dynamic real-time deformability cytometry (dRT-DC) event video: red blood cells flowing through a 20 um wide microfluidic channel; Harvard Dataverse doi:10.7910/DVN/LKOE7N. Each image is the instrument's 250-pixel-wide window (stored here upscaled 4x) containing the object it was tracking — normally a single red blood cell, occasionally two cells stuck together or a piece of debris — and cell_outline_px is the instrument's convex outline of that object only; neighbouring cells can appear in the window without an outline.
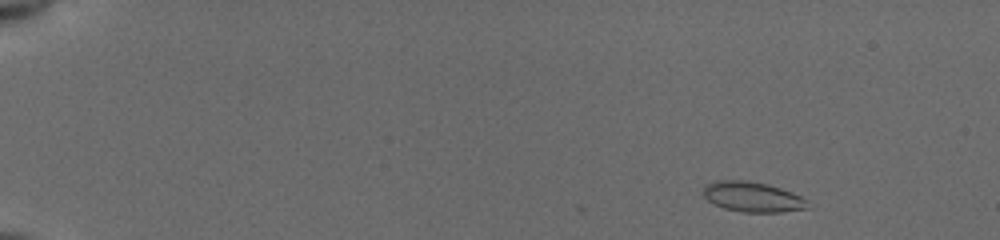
{"species": "common noctule bat (a hibernating species)", "species_latin": "Nyctalus noctula", "temperature_condition": "cold", "stored_images_in_passage": 50, "camera_frame_rate_fps": 3000, "um_per_image_px": 0.085, "animal": {"sex": "female", "body_mass_g": 19.5, "forearm_length_mm": 54.1}, "frame": {"image": 1, "passage_image": 3, "time_ms": 0.667, "image_size_px": [1000, 240], "cell_outline_px": [[812, 208], [780, 212], [740, 212], [724, 208], [708, 200], [704, 196], [704, 184], [716, 180], [748, 180], [768, 184], [792, 192], [808, 200], [812, 204]], "centroid_in_image_um": [64.02, 16.73], "position_along_channel_um": 21.0, "area_um2": 18.61}}
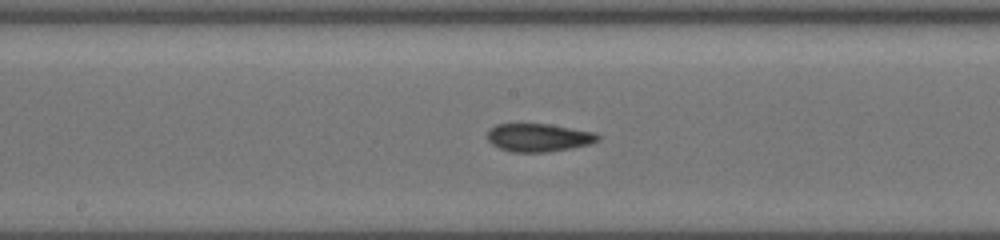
{"frame": {"image": 2, "passage_image": 27, "time_ms": 8.667, "image_size_px": [1000, 240], "cell_outline_px": [[600, 140], [588, 144], [572, 148], [548, 152], [512, 152], [500, 148], [492, 144], [488, 140], [488, 132], [496, 124], [548, 124], [596, 132], [600, 136]], "centroid_in_image_um": [45.82, 11.7], "position_along_channel_um": 202.4, "area_um2": 18.03}}
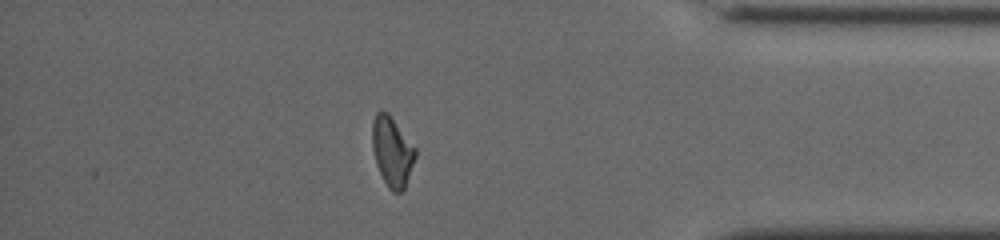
{"frame": {"image": 3, "passage_image": 44, "time_ms": 14.333, "image_size_px": [1000, 240], "cell_outline_px": [[416, 156], [404, 188], [400, 192], [392, 192], [388, 188], [376, 164], [372, 148], [372, 120], [376, 112], [380, 108], [388, 112], [416, 148]], "centroid_in_image_um": [33.31, 12.83], "position_along_channel_um": 401.9, "area_um2": 17.57}, "authors_computed_cell_mechanics": {"area_um2": 18.0047, "velocity_mm_per_s": 3.9343, "shape_relaxation_time_tau1_ms": 9.609, "shape_relaxation_time_tau2_ms": 2.1196, "deformation_change_tau1": 0.2019, "deformation_change_tau2": 0.0921}}